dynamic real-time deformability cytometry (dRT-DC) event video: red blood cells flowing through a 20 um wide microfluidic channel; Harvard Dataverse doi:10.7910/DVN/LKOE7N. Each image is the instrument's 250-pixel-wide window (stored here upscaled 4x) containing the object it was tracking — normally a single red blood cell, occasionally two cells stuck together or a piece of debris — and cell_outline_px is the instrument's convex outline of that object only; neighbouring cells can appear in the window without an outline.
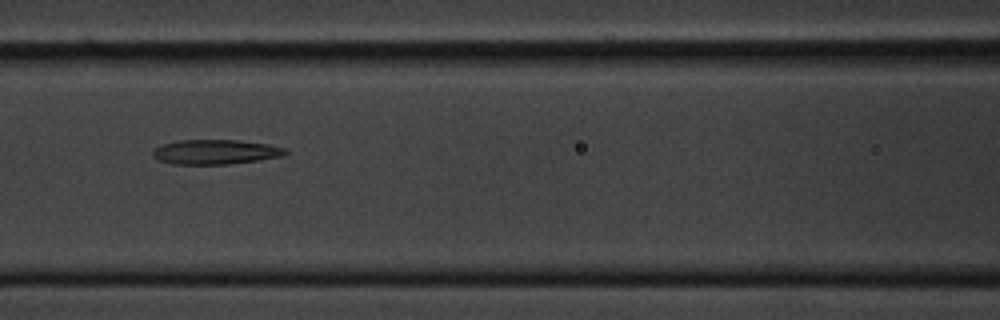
{"species": "common noctule bat (a hibernating species)", "species_latin": "Nyctalus noctula", "temperature_condition": "cold", "stored_images_in_passage": 9, "camera_frame_rate_fps": 3000, "um_per_image_px": 0.085, "animal": {"sex": "male", "body_mass_g": 20.1, "forearm_length_mm": 53.5}, "frame": {"image": 1, "passage_image": 6, "time_ms": 1.667, "image_size_px": [1000, 320], "cell_outline_px": [[288, 152], [284, 156], [228, 164], [172, 164], [160, 160], [152, 156], [152, 152], [160, 144], [180, 140], [236, 140], [268, 144], [284, 148]], "centroid_in_image_um": [18.29, 12.91], "position_along_channel_um": 148.3, "area_um2": 18.96}}
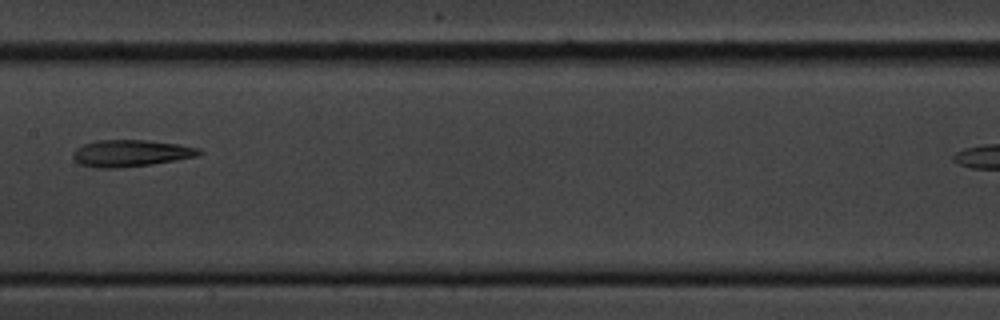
{"frame": {"image": 2, "passage_image": 7, "time_ms": 2.0, "image_size_px": [1000, 320], "cell_outline_px": [[204, 152], [196, 156], [176, 160], [152, 164], [112, 168], [96, 168], [80, 164], [72, 156], [72, 152], [76, 148], [84, 144], [96, 140], [148, 140], [176, 144], [200, 148]], "centroid_in_image_um": [11.1, 13.02], "position_along_channel_um": 196.3, "area_um2": 19.59}}
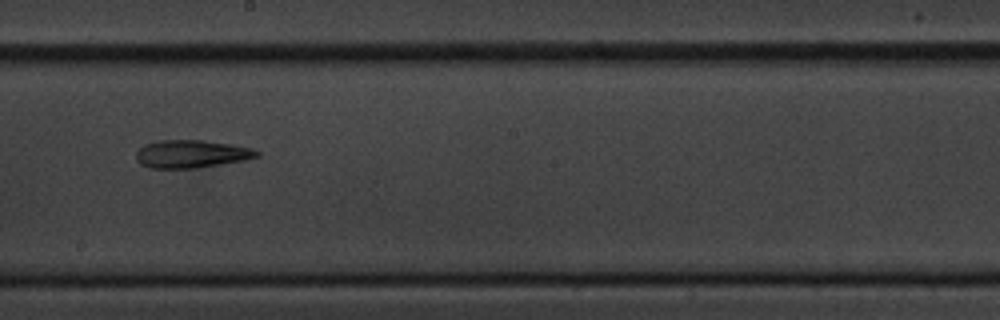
{"frame": {"image": 3, "passage_image": 8, "time_ms": 2.333, "image_size_px": [1000, 320], "cell_outline_px": [[260, 156], [240, 160], [192, 168], [148, 168], [140, 164], [136, 160], [136, 152], [144, 144], [156, 140], [204, 140], [232, 144], [252, 148], [260, 152]], "centroid_in_image_um": [16.21, 13.07], "position_along_channel_um": 232.0, "area_um2": 19.48}}